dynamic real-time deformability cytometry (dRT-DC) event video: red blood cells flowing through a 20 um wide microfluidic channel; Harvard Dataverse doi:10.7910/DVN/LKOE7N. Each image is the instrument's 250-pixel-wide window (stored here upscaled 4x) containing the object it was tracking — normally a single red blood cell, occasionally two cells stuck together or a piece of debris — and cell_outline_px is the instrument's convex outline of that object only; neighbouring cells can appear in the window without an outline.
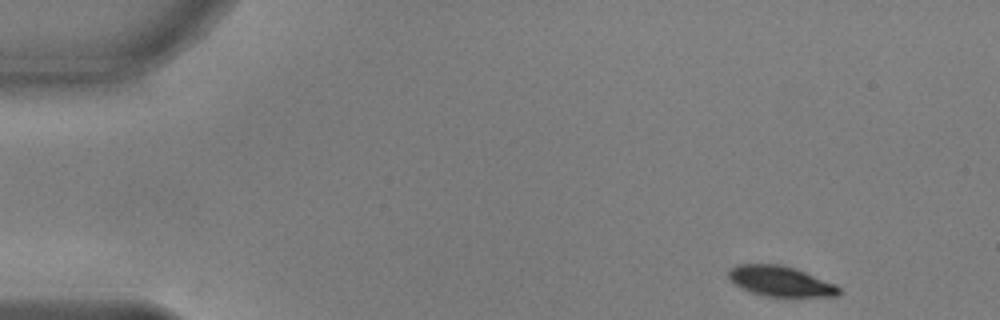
{"species": "common noctule bat (a hibernating species)", "species_latin": "Nyctalus noctula", "temperature_condition": "warm", "stored_images_in_passage": 49, "camera_frame_rate_fps": 3000, "um_per_image_px": 0.085, "animal": {"sex": "male", "body_mass_g": 17.9, "forearm_length_mm": 54.2}, "frame": {"image": 1, "passage_image": 1, "time_ms": 0.0, "image_size_px": [1000, 320], "cell_outline_px": [[840, 292], [836, 296], [764, 296], [740, 288], [728, 276], [728, 268], [736, 264], [780, 264], [796, 268], [836, 284], [840, 288]], "centroid_in_image_um": [66.32, 23.88], "position_along_channel_um": 18.7, "area_um2": 19.48}}
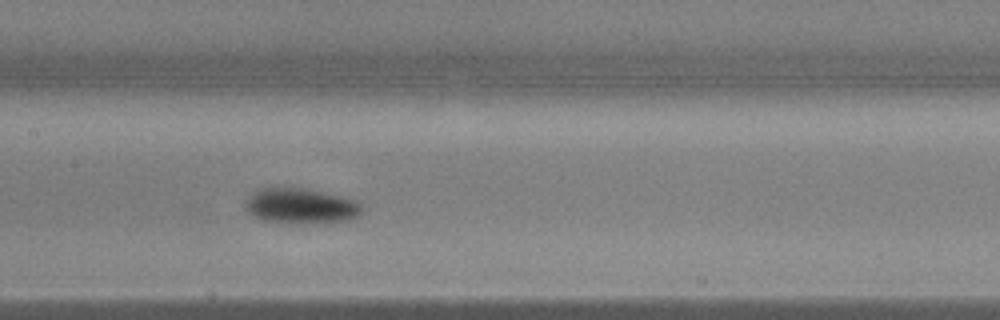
{"frame": {"image": 2, "passage_image": 22, "time_ms": 7.0, "image_size_px": [1000, 320], "cell_outline_px": [[364, 208], [360, 216], [348, 220], [332, 224], [296, 224], [260, 220], [252, 216], [248, 212], [244, 204], [252, 192], [256, 188], [304, 188], [340, 196], [356, 200]], "centroid_in_image_um": [25.59, 17.55], "position_along_channel_um": 181.8, "area_um2": 24.74}}
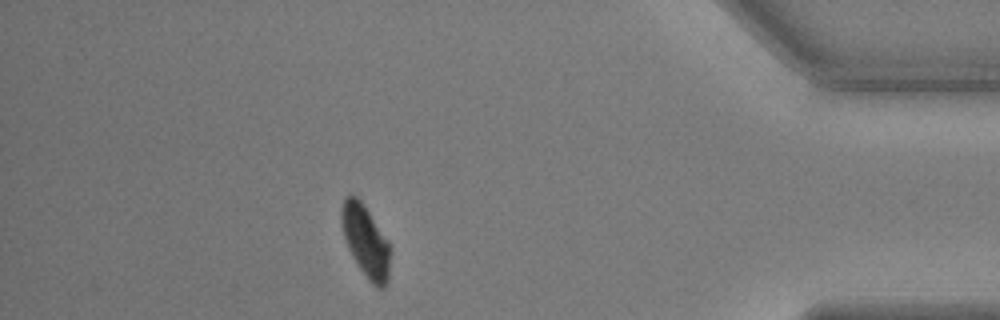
{"frame": {"image": 3, "passage_image": 43, "time_ms": 14.0, "image_size_px": [1000, 320], "cell_outline_px": [[392, 248], [388, 280], [384, 288], [376, 288], [368, 280], [352, 256], [348, 248], [344, 236], [340, 216], [340, 212], [344, 196], [356, 196], [364, 204], [388, 240]], "centroid_in_image_um": [31.11, 20.51], "position_along_channel_um": 404.1, "area_um2": 20.69}, "authors_computed_cell_mechanics": {"area_um2": 22.1952, "velocity_mm_per_s": 3.7659, "shape_relaxation_time_tau1_ms": 2.176, "shape_relaxation_time_tau2_ms": null, "deformation_change_tau1": 0.1311, "deformation_change_tau2": null}}